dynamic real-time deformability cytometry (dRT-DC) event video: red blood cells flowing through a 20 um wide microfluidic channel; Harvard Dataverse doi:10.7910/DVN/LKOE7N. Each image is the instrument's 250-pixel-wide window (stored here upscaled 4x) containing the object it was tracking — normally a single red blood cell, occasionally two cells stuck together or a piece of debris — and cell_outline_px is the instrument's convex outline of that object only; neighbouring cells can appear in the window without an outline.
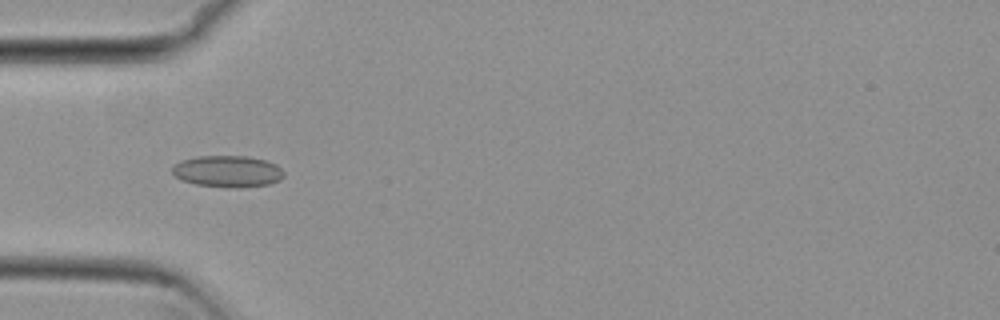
{"species": "common noctule bat (a hibernating species)", "species_latin": "Nyctalus noctula", "temperature_condition": "cold", "stored_images_in_passage": 53, "camera_frame_rate_fps": 3000, "um_per_image_px": 0.085, "animal": {"sex": "female", "body_mass_g": 29.2, "forearm_length_mm": 56.3}, "frame": {"image": 1, "passage_image": 17, "time_ms": 5.333, "image_size_px": [1000, 320], "cell_outline_px": [[284, 176], [280, 180], [268, 184], [240, 188], [228, 188], [196, 184], [180, 180], [172, 172], [172, 168], [180, 160], [200, 156], [248, 156], [264, 160], [276, 164], [284, 172]], "centroid_in_image_um": [19.35, 14.57], "position_along_channel_um": 65.6, "area_um2": 20.63}}
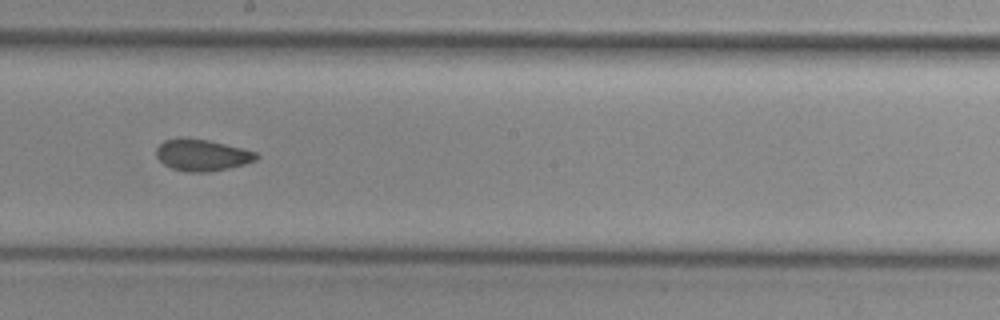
{"frame": {"image": 2, "passage_image": 30, "time_ms": 9.667, "image_size_px": [1000, 320], "cell_outline_px": [[260, 156], [256, 160], [244, 164], [228, 168], [208, 172], [188, 172], [172, 168], [164, 164], [156, 156], [156, 148], [164, 140], [180, 136], [184, 136], [208, 140], [256, 152]], "centroid_in_image_um": [17.14, 13.16], "position_along_channel_um": 231.1, "area_um2": 18.5}}
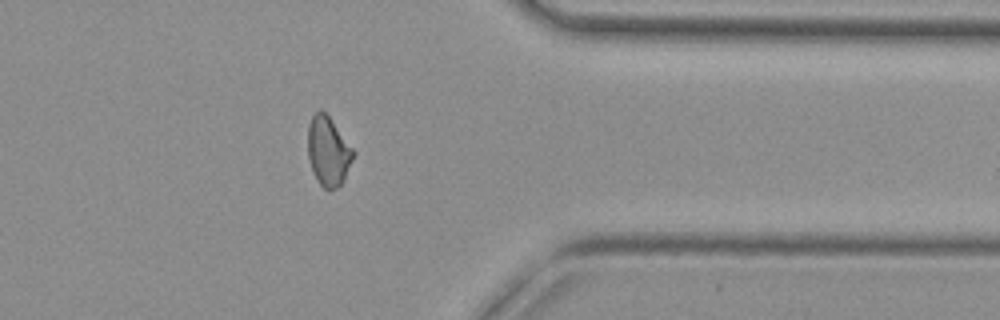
{"frame": {"image": 3, "passage_image": 43, "time_ms": 14.0, "image_size_px": [1000, 320], "cell_outline_px": [[356, 152], [340, 184], [336, 188], [324, 188], [316, 180], [312, 172], [308, 156], [308, 124], [312, 116], [320, 108], [328, 116]], "centroid_in_image_um": [27.87, 12.83], "position_along_channel_um": 383.5, "area_um2": 18.03}, "authors_computed_cell_mechanics": {"area_um2": 18.7272, "velocity_mm_per_s": 3.8299, "shape_relaxation_time_tau1_ms": null, "shape_relaxation_time_tau2_ms": 2.5316, "deformation_change_tau1": null, "deformation_change_tau2": 0.0707}}